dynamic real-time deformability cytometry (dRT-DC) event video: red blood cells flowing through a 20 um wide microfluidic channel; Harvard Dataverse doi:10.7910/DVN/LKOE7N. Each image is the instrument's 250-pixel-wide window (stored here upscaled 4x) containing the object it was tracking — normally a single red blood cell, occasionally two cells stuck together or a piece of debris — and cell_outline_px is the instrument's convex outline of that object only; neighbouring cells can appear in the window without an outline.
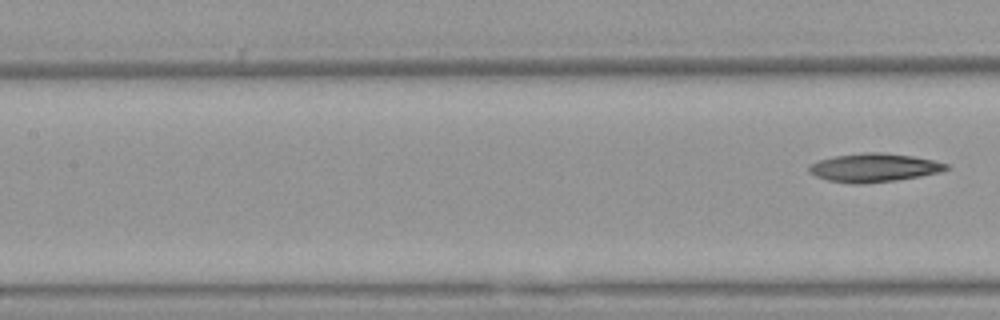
{"species": "Egyptian fruit bat (a non-hibernating species)", "species_latin": "Rousettus aegyptiacus", "temperature_condition": "warm", "stored_images_in_passage": 8, "segment_of_instrument_passage": [2, 2], "camera_frame_rate_fps": 3000, "um_per_image_px": 0.085, "animal": {"sex": "female"}, "frame": {"image": 1, "passage_image": 8, "time_ms": 2.333, "image_size_px": [1000, 320], "cell_outline_px": [[952, 168], [940, 172], [920, 176], [896, 180], [864, 184], [852, 184], [828, 180], [816, 176], [808, 172], [808, 168], [812, 164], [820, 160], [836, 156], [864, 152], [880, 152], [912, 156], [932, 160], [948, 164]], "centroid_in_image_um": [74.31, 14.26], "position_along_channel_um": 133.1, "area_um2": 22.72}}